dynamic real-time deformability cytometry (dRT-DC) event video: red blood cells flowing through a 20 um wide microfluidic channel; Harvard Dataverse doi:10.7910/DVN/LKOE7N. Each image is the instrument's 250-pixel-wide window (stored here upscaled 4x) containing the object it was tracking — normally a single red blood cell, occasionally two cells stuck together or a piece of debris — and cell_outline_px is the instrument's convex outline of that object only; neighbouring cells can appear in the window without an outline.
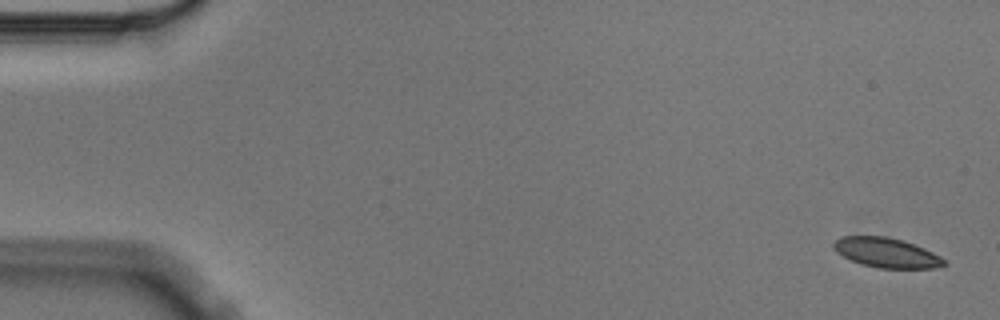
{"species": "Egyptian fruit bat (a non-hibernating species)", "species_latin": "Rousettus aegyptiacus", "temperature_condition": "cold", "stored_images_in_passage": 5, "camera_frame_rate_fps": 3000, "um_per_image_px": 0.085, "animal": {"sex": "male"}, "frame": {"image": 1, "passage_image": 1, "time_ms": 0.0, "image_size_px": [1000, 320], "cell_outline_px": [[948, 264], [932, 268], [876, 268], [860, 264], [836, 252], [832, 248], [832, 244], [840, 236], [884, 236], [904, 240], [924, 248], [940, 256]], "centroid_in_image_um": [75.32, 21.47], "position_along_channel_um": 9.7, "area_um2": 19.19}}
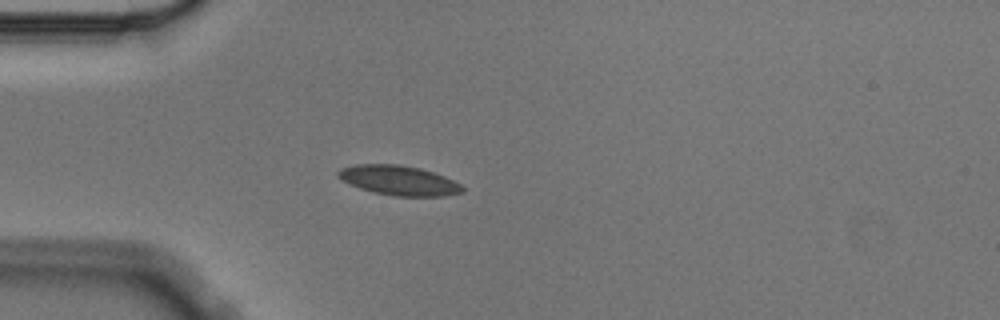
{"frame": {"image": 2, "passage_image": 4, "time_ms": 1.0, "image_size_px": [1000, 320], "cell_outline_px": [[464, 192], [444, 196], [392, 196], [372, 192], [360, 188], [336, 176], [336, 172], [340, 168], [356, 164], [396, 164], [420, 168], [444, 176], [460, 184], [464, 188]], "centroid_in_image_um": [33.89, 15.33], "position_along_channel_um": 51.1, "area_um2": 21.44}}